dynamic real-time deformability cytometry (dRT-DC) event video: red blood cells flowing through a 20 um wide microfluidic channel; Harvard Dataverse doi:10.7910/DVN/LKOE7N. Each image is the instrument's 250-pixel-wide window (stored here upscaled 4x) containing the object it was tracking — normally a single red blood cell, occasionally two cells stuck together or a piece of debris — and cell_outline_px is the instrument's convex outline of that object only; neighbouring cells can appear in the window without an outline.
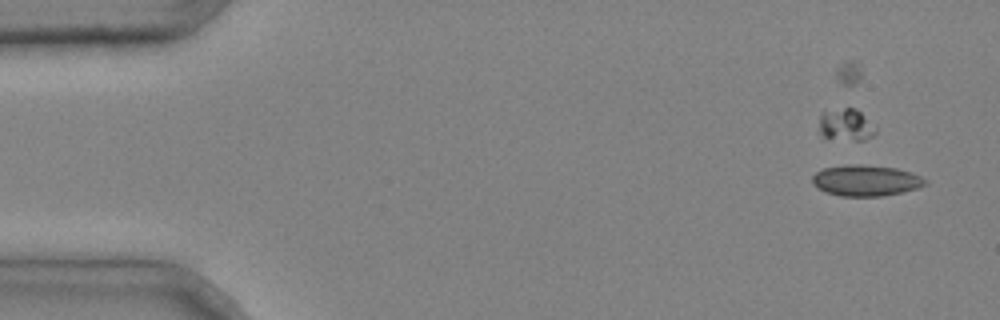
{"species": "common noctule bat (a hibernating species)", "species_latin": "Nyctalus noctula", "temperature_condition": "cold", "stored_images_in_passage": 4, "segment_of_instrument_passage": [2, 2], "camera_frame_rate_fps": 3000, "um_per_image_px": 0.085, "animal": {"sex": "male", "body_mass_g": 20.4}, "frame": {"image": 1, "passage_image": 4, "time_ms": 1.0, "image_size_px": [1000, 320], "cell_outline_px": [[928, 184], [916, 188], [900, 192], [880, 196], [840, 196], [828, 192], [820, 188], [812, 180], [812, 176], [816, 172], [824, 168], [848, 164], [860, 164], [896, 168], [912, 172], [928, 180]], "centroid_in_image_um": [73.64, 15.33], "position_along_channel_um": 11.4, "area_um2": 20.17}}